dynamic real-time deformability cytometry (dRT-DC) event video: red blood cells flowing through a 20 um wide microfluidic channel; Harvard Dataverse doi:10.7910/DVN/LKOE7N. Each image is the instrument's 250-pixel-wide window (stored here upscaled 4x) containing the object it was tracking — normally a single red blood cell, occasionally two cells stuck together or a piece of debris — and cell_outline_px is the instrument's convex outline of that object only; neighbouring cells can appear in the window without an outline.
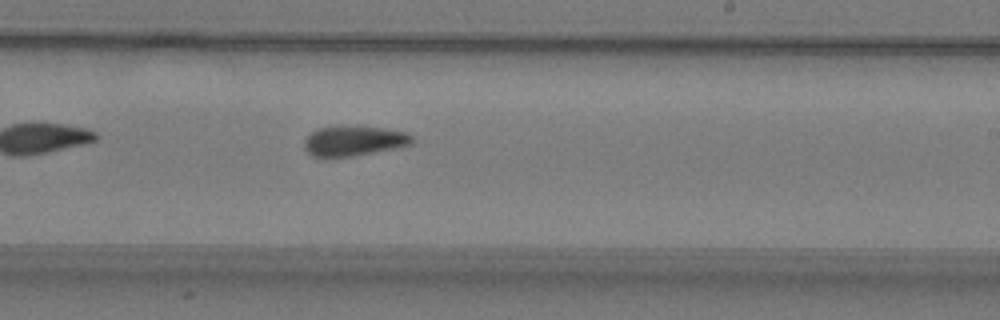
{"species": "common noctule bat (a hibernating species)", "species_latin": "Nyctalus noctula", "temperature_condition": "warm", "stored_images_in_passage": 37, "camera_frame_rate_fps": 3000, "um_per_image_px": 0.085, "animal": {"sex": "male", "body_mass_g": 19.2, "forearm_length_mm": 51.8}, "frame": {"image": 1, "passage_image": 16, "time_ms": 5.0, "image_size_px": [1000, 320], "cell_outline_px": [[416, 140], [412, 144], [396, 148], [352, 156], [324, 160], [312, 156], [304, 148], [304, 140], [316, 128], [384, 128], [408, 132], [416, 136]], "centroid_in_image_um": [30.1, 12.03], "position_along_channel_um": 258.9, "area_um2": 18.96}}
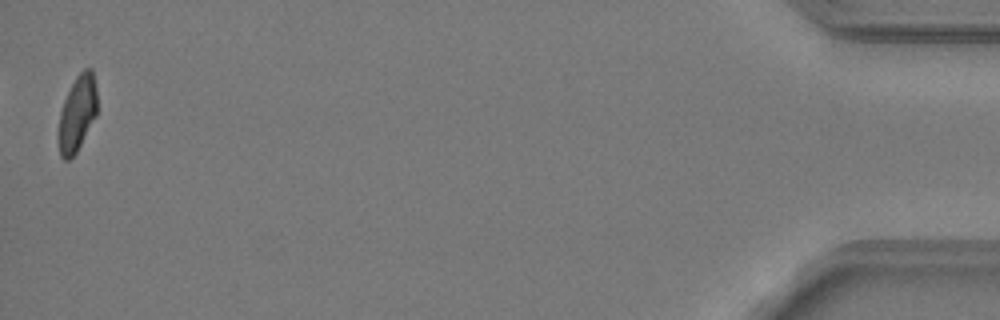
{"frame": {"image": 2, "passage_image": 37, "time_ms": 12.0, "image_size_px": [1000, 320], "cell_outline_px": [[96, 116], [76, 152], [68, 160], [64, 160], [60, 156], [56, 132], [60, 112], [64, 100], [76, 76], [84, 68], [92, 68], [96, 88]], "centroid_in_image_um": [6.53, 9.66], "position_along_channel_um": 428.7, "area_um2": 17.17}, "authors_computed_cell_mechanics": {"area_um2": 18.9006, "velocity_mm_per_s": 3.8028, "shape_relaxation_time_tau1_ms": 11.1653, "shape_relaxation_time_tau2_ms": 4.8571, "deformation_change_tau1": 0.2247, "deformation_change_tau2": 0.1144}}